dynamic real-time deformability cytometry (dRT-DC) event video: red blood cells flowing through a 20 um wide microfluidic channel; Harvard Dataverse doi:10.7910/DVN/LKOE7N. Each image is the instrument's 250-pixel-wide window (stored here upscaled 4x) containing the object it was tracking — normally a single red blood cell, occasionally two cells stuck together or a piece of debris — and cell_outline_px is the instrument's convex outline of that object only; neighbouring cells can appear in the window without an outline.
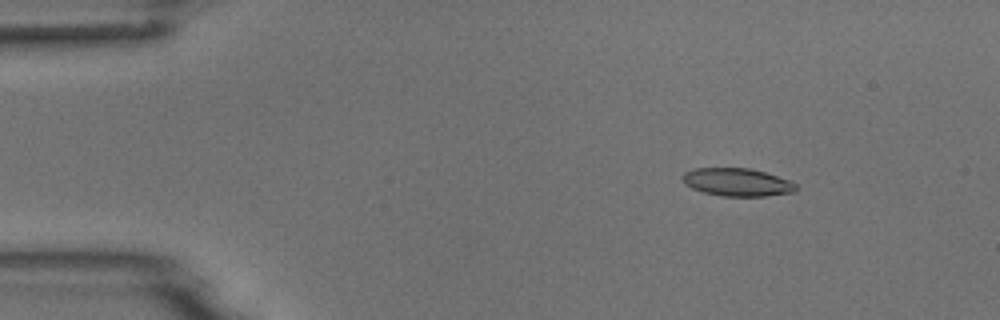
{"species": "common noctule bat (a hibernating species)", "species_latin": "Nyctalus noctula", "temperature_condition": "room temperature", "stored_images_in_passage": 3, "camera_frame_rate_fps": 3000, "um_per_image_px": 0.085, "animal": {"sex": "male", "body_mass_g": 18.8}, "frame": {"image": 1, "passage_image": 1, "time_ms": 0.0, "image_size_px": [1000, 320], "cell_outline_px": [[800, 188], [796, 192], [764, 196], [720, 196], [704, 192], [692, 188], [684, 184], [680, 180], [680, 176], [684, 172], [692, 168], [752, 168], [788, 180], [796, 184]], "centroid_in_image_um": [62.63, 15.48], "position_along_channel_um": 22.4, "area_um2": 18.73}}